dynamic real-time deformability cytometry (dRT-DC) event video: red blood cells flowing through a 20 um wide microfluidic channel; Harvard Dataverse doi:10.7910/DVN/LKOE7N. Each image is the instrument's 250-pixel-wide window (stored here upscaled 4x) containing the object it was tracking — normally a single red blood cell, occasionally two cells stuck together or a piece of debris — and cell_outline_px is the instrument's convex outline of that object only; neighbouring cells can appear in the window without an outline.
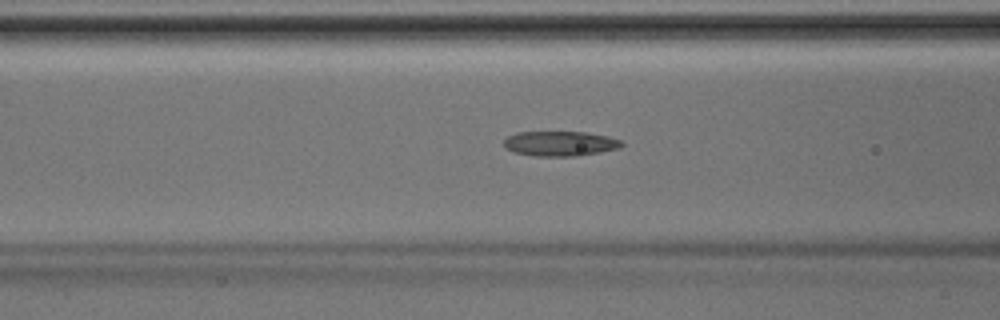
{"species": "Egyptian fruit bat (a non-hibernating species)", "species_latin": "Rousettus aegyptiacus", "temperature_condition": "room temperature", "stored_images_in_passage": 45, "camera_frame_rate_fps": 3000, "um_per_image_px": 0.085, "animal": {"sex": "male"}, "frame": {"image": 1, "passage_image": 18, "time_ms": 5.667, "image_size_px": [1000, 320], "cell_outline_px": [[624, 144], [620, 148], [600, 152], [576, 156], [532, 156], [516, 152], [504, 148], [504, 140], [508, 136], [516, 132], [584, 132], [608, 136], [620, 140]], "centroid_in_image_um": [47.6, 12.2], "position_along_channel_um": 119.0, "area_um2": 17.11}}
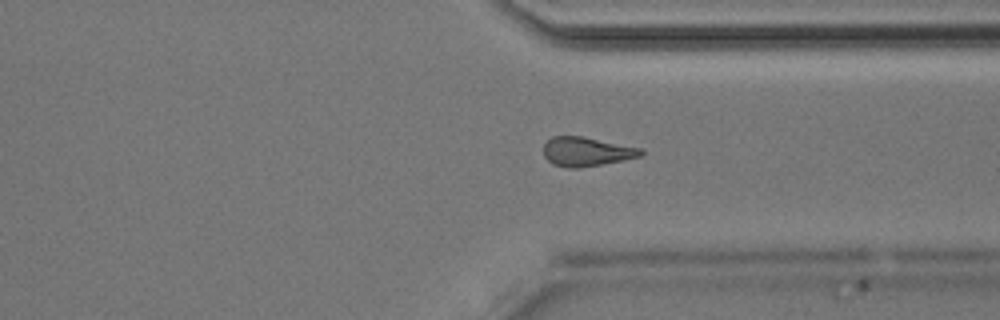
{"frame": {"image": 2, "passage_image": 34, "time_ms": 11.0, "image_size_px": [1000, 320], "cell_outline_px": [[644, 152], [640, 156], [624, 160], [576, 168], [568, 168], [552, 164], [544, 156], [544, 144], [552, 136], [584, 136], [640, 148]], "centroid_in_image_um": [49.83, 12.88], "position_along_channel_um": 361.6, "area_um2": 16.42}}
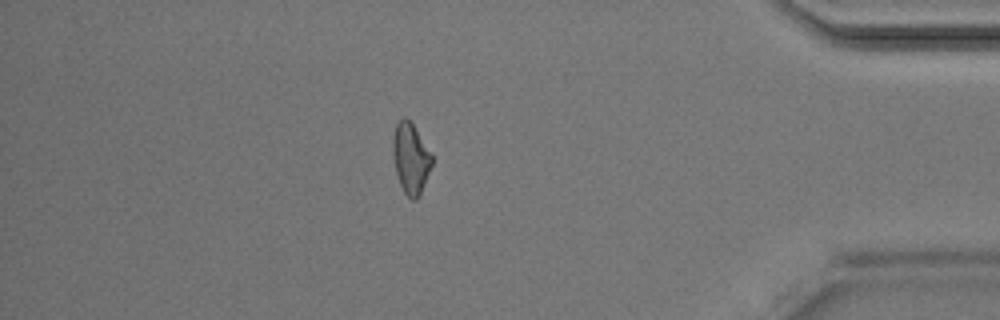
{"frame": {"image": 3, "passage_image": 39, "time_ms": 12.667, "image_size_px": [1000, 320], "cell_outline_px": [[432, 164], [420, 196], [416, 200], [412, 200], [404, 192], [400, 184], [396, 172], [392, 156], [392, 140], [396, 124], [404, 116], [412, 124], [432, 156]], "centroid_in_image_um": [34.89, 13.49], "position_along_channel_um": 400.3, "area_um2": 15.84}}